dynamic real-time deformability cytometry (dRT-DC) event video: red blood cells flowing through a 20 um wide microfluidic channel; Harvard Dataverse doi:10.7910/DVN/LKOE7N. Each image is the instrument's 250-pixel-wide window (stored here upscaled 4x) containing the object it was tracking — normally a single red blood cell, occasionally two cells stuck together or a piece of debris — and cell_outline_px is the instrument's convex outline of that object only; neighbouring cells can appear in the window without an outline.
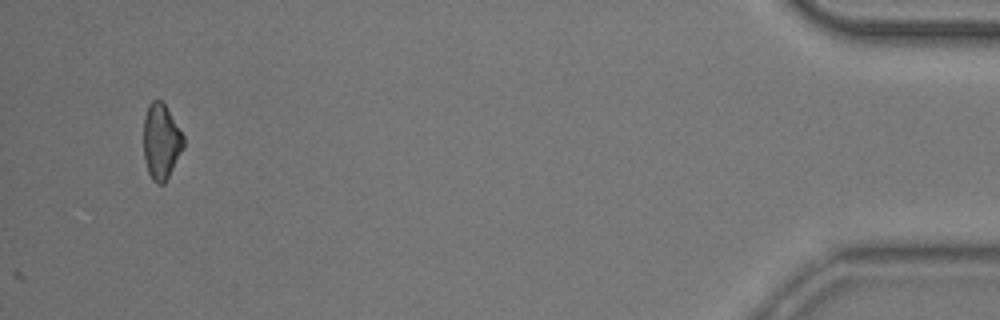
{"species": "common noctule bat (a hibernating species)", "species_latin": "Nyctalus noctula", "temperature_condition": "room temperature", "stored_images_in_passage": 49, "camera_frame_rate_fps": 3000, "um_per_image_px": 0.085, "animal": {"sex": "male", "body_mass_g": 20.5, "forearm_length_mm": 52.5}, "frame": {"image": 1, "passage_image": 49, "time_ms": 16.0, "image_size_px": [1000, 320], "cell_outline_px": [[184, 148], [164, 184], [156, 184], [152, 180], [148, 172], [144, 160], [144, 120], [148, 104], [152, 100], [160, 100], [164, 104], [184, 136]], "centroid_in_image_um": [13.69, 12.06], "position_along_channel_um": 421.5, "area_um2": 17.51}}